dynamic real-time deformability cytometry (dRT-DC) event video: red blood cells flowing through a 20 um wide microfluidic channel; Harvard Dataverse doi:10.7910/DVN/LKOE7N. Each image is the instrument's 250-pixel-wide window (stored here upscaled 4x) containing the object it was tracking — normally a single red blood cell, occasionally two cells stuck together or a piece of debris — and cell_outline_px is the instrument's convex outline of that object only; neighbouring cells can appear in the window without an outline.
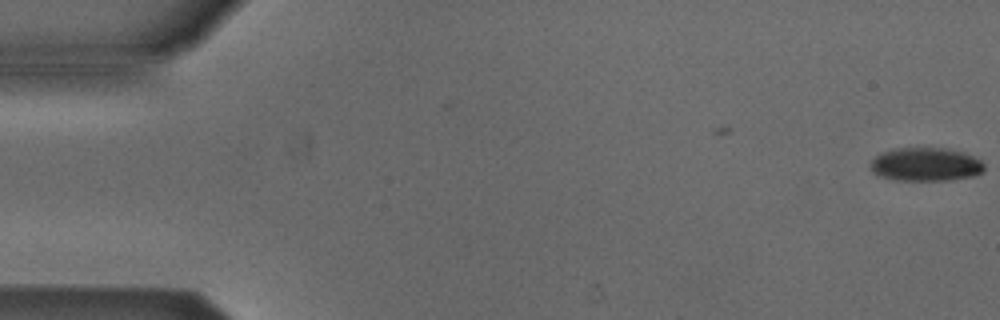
{"species": "Egyptian fruit bat (a non-hibernating species)", "species_latin": "Rousettus aegyptiacus", "temperature_condition": "cold", "stored_images_in_passage": 5, "camera_frame_rate_fps": 3000, "um_per_image_px": 0.085, "animal": {"sex": "male"}, "frame": {"image": 1, "passage_image": 1, "time_ms": 0.0, "image_size_px": [1000, 320], "cell_outline_px": [[984, 172], [972, 176], [952, 180], [896, 180], [876, 176], [868, 168], [868, 164], [880, 152], [896, 148], [944, 148], [964, 152], [980, 160], [984, 164]], "centroid_in_image_um": [78.63, 13.98], "position_along_channel_um": 6.4, "area_um2": 22.54}}
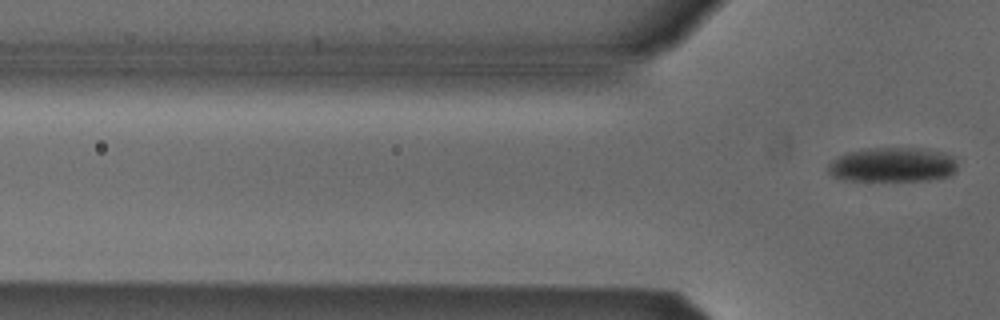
{"frame": {"image": 2, "passage_image": 5, "time_ms": 1.333, "image_size_px": [1000, 320], "cell_outline_px": [[956, 172], [952, 176], [928, 180], [844, 180], [832, 176], [828, 172], [828, 164], [832, 160], [848, 152], [868, 148], [920, 148], [940, 152], [952, 156], [956, 160]], "centroid_in_image_um": [75.88, 14.01], "position_along_channel_um": 49.9, "area_um2": 26.01}}